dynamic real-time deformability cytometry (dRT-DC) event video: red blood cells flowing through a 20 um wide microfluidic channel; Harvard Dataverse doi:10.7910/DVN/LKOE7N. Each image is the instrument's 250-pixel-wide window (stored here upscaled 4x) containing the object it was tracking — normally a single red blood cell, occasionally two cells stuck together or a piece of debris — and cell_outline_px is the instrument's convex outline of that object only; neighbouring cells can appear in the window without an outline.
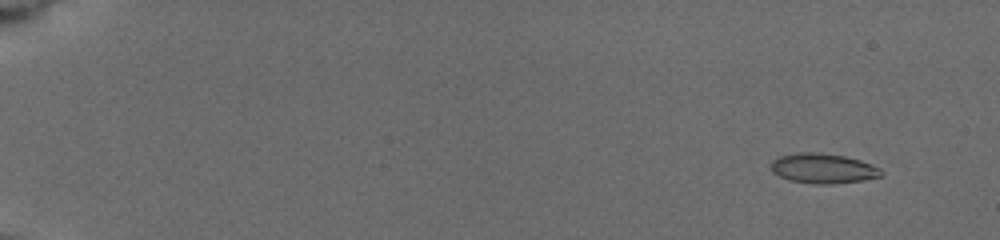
{"species": "common noctule bat (a hibernating species)", "species_latin": "Nyctalus noctula", "temperature_condition": "cold", "stored_images_in_passage": 30, "camera_frame_rate_fps": 3000, "um_per_image_px": 0.085, "animal": {"sex": "female", "body_mass_g": 19.5, "forearm_length_mm": 54.1}, "frame": {"image": 1, "passage_image": 2, "time_ms": 1.0, "image_size_px": [1000, 240], "cell_outline_px": [[884, 176], [860, 180], [832, 184], [816, 184], [788, 180], [772, 172], [772, 160], [780, 156], [796, 152], [820, 152], [844, 156], [860, 160], [872, 164], [880, 168], [884, 172]], "centroid_in_image_um": [69.98, 14.31], "position_along_channel_um": 15.0, "area_um2": 19.31}}
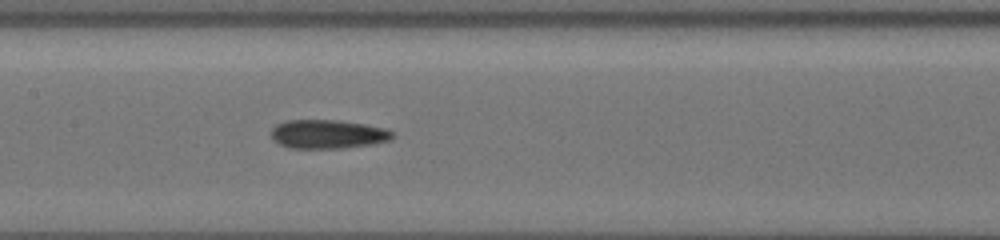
{"frame": {"image": 2, "passage_image": 21, "time_ms": 9.667, "image_size_px": [1000, 240], "cell_outline_px": [[396, 136], [392, 140], [372, 144], [344, 148], [288, 148], [272, 140], [272, 128], [276, 124], [288, 120], [336, 120], [364, 124], [384, 128], [392, 132]], "centroid_in_image_um": [27.87, 11.41], "position_along_channel_um": 179.5, "area_um2": 20.46}}
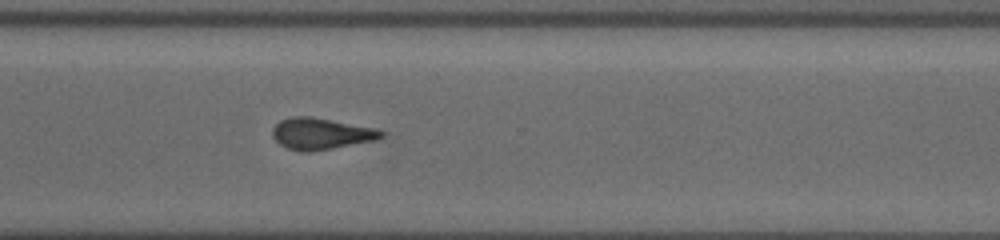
{"frame": {"image": 3, "passage_image": 30, "time_ms": 14.0, "image_size_px": [1000, 240], "cell_outline_px": [[384, 136], [376, 140], [332, 148], [308, 152], [304, 152], [288, 148], [280, 144], [272, 136], [272, 128], [280, 120], [292, 116], [308, 116], [376, 128], [384, 132]], "centroid_in_image_um": [27.27, 11.36], "position_along_channel_um": 343.3, "area_um2": 19.77}}